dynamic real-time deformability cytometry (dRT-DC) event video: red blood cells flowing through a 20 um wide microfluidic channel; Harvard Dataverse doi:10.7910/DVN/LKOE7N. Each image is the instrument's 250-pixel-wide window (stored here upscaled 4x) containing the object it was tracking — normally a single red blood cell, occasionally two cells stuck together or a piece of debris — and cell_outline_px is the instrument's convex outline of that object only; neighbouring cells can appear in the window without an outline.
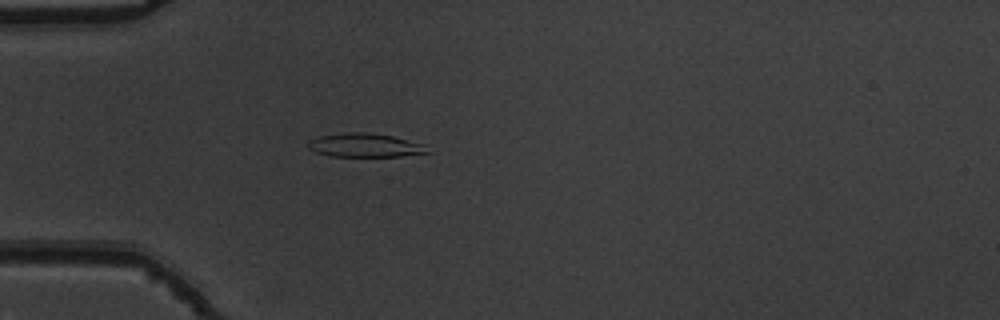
{"species": "common noctule bat (a hibernating species)", "species_latin": "Nyctalus noctula", "temperature_condition": "warm", "stored_images_in_passage": 53, "camera_frame_rate_fps": 3000, "um_per_image_px": 0.085, "animal": {"sex": "male", "body_mass_g": 19.5, "forearm_length_mm": 54.6}, "frame": {"image": 1, "passage_image": 15, "time_ms": 4.667, "image_size_px": [1000, 320], "cell_outline_px": [[432, 152], [400, 156], [328, 156], [316, 152], [308, 148], [308, 140], [320, 136], [344, 132], [368, 132], [392, 136], [428, 144]], "centroid_in_image_um": [31.08, 12.34], "position_along_channel_um": 53.9, "area_um2": 16.76}}
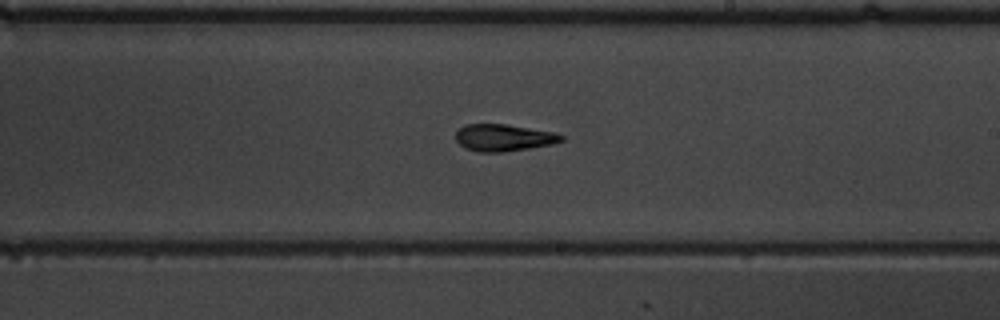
{"frame": {"image": 2, "passage_image": 31, "time_ms": 10.0, "image_size_px": [1000, 320], "cell_outline_px": [[564, 140], [552, 144], [504, 152], [476, 152], [464, 148], [456, 140], [456, 132], [464, 124], [504, 124], [552, 132], [564, 136]], "centroid_in_image_um": [42.76, 11.71], "position_along_channel_um": 246.2, "area_um2": 16.47}}
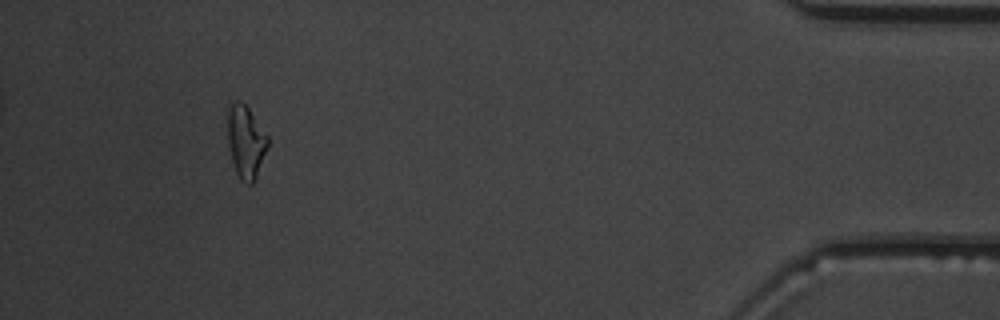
{"frame": {"image": 3, "passage_image": 49, "time_ms": 16.0, "image_size_px": [1000, 320], "cell_outline_px": [[268, 148], [256, 176], [252, 184], [248, 184], [240, 180], [236, 172], [232, 160], [228, 144], [228, 112], [232, 100], [240, 100], [248, 108], [268, 136]], "centroid_in_image_um": [20.89, 12.04], "position_along_channel_um": 414.3, "area_um2": 16.88}, "authors_computed_cell_mechanics": {"area_um2": 17.1088, "velocity_mm_per_s": 3.7977, "shape_relaxation_time_tau1_ms": 6.1706, "shape_relaxation_time_tau2_ms": 2.5576, "deformation_change_tau1": 0.1872, "deformation_change_tau2": 0.1072}}